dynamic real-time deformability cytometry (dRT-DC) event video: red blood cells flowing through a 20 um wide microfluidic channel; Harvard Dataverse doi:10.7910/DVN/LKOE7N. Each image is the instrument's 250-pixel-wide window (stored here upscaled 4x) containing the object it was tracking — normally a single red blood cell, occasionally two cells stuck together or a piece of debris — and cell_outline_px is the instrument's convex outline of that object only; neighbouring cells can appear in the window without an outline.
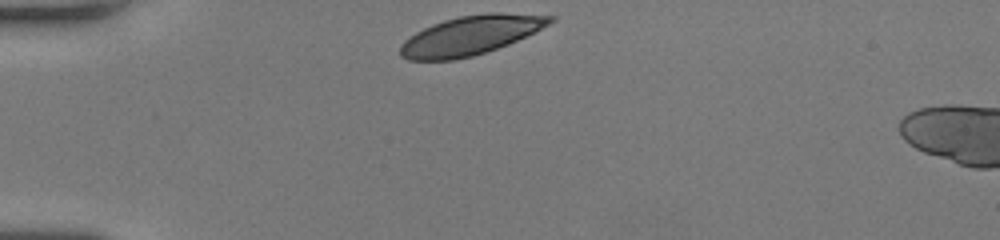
{"species": "human", "species_latin": "Homo sapiens", "temperature_condition": "room temperature", "stored_images_in_passage": 4, "camera_frame_rate_fps": 3000, "um_per_image_px": 0.085, "donor": {"sex": "female"}, "frame": {"image": 1, "passage_image": 1, "time_ms": 0.0, "image_size_px": [1000, 240], "cell_outline_px": [[556, 20], [508, 44], [472, 56], [452, 60], [408, 60], [400, 56], [400, 44], [404, 40], [416, 32], [432, 24], [444, 20], [460, 16], [488, 12], [496, 12], [556, 16]], "centroid_in_image_um": [39.95, 3.0], "position_along_channel_um": 45.0, "area_um2": 33.76}}